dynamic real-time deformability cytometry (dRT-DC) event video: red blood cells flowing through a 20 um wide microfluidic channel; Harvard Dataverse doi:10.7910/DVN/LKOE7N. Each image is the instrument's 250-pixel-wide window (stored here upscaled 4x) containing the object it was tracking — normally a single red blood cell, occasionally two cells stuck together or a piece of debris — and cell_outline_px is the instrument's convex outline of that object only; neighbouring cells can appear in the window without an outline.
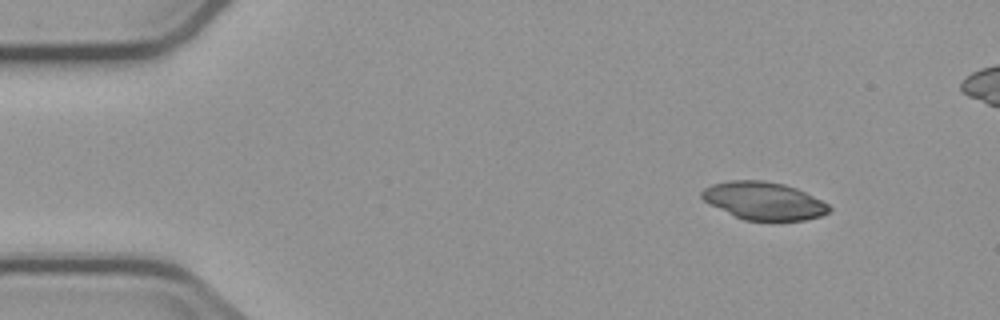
{"species": "common noctule bat (a hibernating species)", "species_latin": "Nyctalus noctula", "temperature_condition": "cold", "stored_images_in_passage": 3, "camera_frame_rate_fps": 3000, "um_per_image_px": 0.085, "animal": {"sex": "male", "body_mass_g": 23.1, "forearm_length_mm": 52.7}, "frame": {"image": 1, "passage_image": 1, "time_ms": 0.0, "image_size_px": [1000, 320], "cell_outline_px": [[832, 208], [828, 212], [820, 216], [804, 220], [744, 220], [704, 200], [700, 196], [700, 192], [704, 188], [712, 184], [728, 180], [764, 180], [784, 184], [796, 188], [828, 204]], "centroid_in_image_um": [64.92, 17.05], "position_along_channel_um": 20.1, "area_um2": 27.63}}